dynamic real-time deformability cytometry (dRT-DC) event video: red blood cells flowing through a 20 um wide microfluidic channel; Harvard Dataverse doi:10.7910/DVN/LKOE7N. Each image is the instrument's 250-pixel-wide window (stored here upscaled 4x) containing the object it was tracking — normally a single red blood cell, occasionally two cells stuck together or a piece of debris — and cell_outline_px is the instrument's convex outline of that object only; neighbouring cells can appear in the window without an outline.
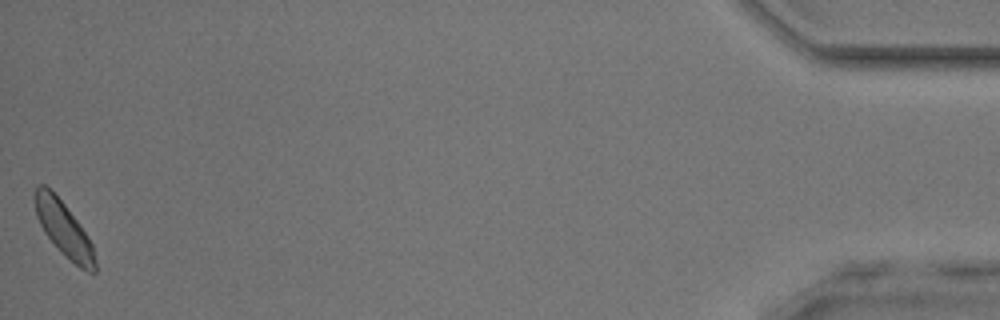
{"species": "common noctule bat (a hibernating species)", "species_latin": "Nyctalus noctula", "temperature_condition": "room temperature", "stored_images_in_passage": 51, "camera_frame_rate_fps": 3000, "um_per_image_px": 0.085, "animal": {"sex": "male", "body_mass_g": 17.9, "forearm_length_mm": 54.2}, "frame": {"image": 1, "passage_image": 51, "time_ms": 16.667, "image_size_px": [1000, 320], "cell_outline_px": [[96, 272], [88, 272], [80, 268], [64, 256], [44, 232], [36, 216], [36, 188], [40, 184], [44, 184], [64, 204], [80, 224], [88, 236], [92, 244], [96, 260]], "centroid_in_image_um": [5.47, 19.53], "position_along_channel_um": 429.7, "area_um2": 18.84}, "authors_computed_cell_mechanics": {"area_um2": 19.652, "velocity_mm_per_s": 4.1615, "shape_relaxation_time_tau1_ms": 2.2996, "shape_relaxation_time_tau2_ms": 2.8243, "deformation_change_tau1": 0.0398, "deformation_change_tau2": 0.0605}}